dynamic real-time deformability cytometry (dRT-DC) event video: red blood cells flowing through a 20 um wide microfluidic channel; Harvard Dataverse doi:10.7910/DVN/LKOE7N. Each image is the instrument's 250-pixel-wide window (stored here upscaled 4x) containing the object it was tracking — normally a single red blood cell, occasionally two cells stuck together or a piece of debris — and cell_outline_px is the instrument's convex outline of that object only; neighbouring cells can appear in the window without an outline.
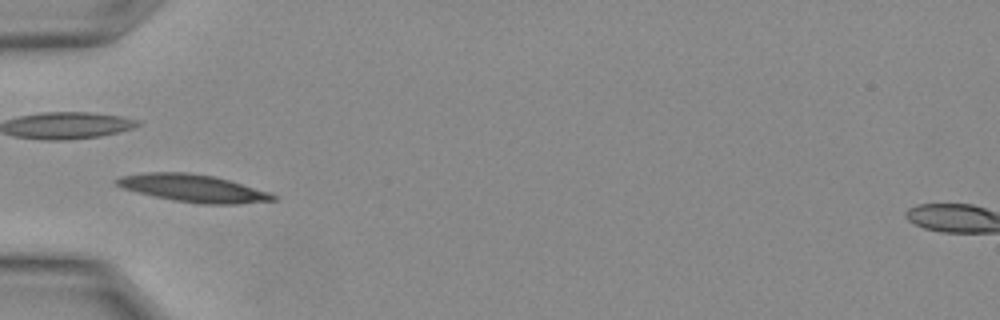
{"species": "Egyptian fruit bat (a non-hibernating species)", "species_latin": "Rousettus aegyptiacus", "temperature_condition": "warm", "stored_images_in_passage": 10, "camera_frame_rate_fps": 3000, "um_per_image_px": 0.085, "animal": {"sex": "female"}, "frame": {"image": 1, "passage_image": 7, "time_ms": 2.0, "image_size_px": [1000, 320], "cell_outline_px": [[276, 200], [236, 204], [204, 204], [176, 200], [156, 196], [124, 188], [116, 184], [112, 180], [120, 176], [148, 172], [184, 172], [212, 176], [228, 180], [268, 192], [276, 196]], "centroid_in_image_um": [16.4, 15.99], "position_along_channel_um": 68.6, "area_um2": 24.45}}
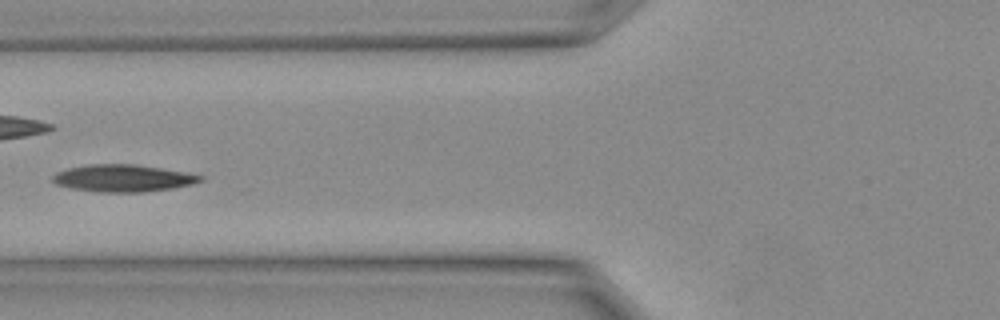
{"frame": {"image": 2, "passage_image": 9, "time_ms": 2.667, "image_size_px": [1000, 320], "cell_outline_px": [[204, 180], [192, 184], [172, 188], [144, 192], [100, 192], [72, 188], [56, 184], [52, 180], [52, 176], [56, 172], [68, 168], [88, 164], [136, 164], [184, 172], [204, 176]], "centroid_in_image_um": [10.45, 15.14], "position_along_channel_um": 115.3, "area_um2": 23.29}}